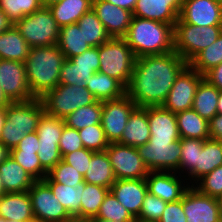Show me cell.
I'll list each match as a JSON object with an SVG mask.
<instances>
[{
  "label": "cell",
  "mask_w": 222,
  "mask_h": 222,
  "mask_svg": "<svg viewBox=\"0 0 222 222\" xmlns=\"http://www.w3.org/2000/svg\"><path fill=\"white\" fill-rule=\"evenodd\" d=\"M188 63L175 51L135 60L126 94L137 107L162 106Z\"/></svg>",
  "instance_id": "obj_1"
},
{
  "label": "cell",
  "mask_w": 222,
  "mask_h": 222,
  "mask_svg": "<svg viewBox=\"0 0 222 222\" xmlns=\"http://www.w3.org/2000/svg\"><path fill=\"white\" fill-rule=\"evenodd\" d=\"M173 32L174 27L171 24L133 16L123 38L137 59L174 51Z\"/></svg>",
  "instance_id": "obj_2"
},
{
  "label": "cell",
  "mask_w": 222,
  "mask_h": 222,
  "mask_svg": "<svg viewBox=\"0 0 222 222\" xmlns=\"http://www.w3.org/2000/svg\"><path fill=\"white\" fill-rule=\"evenodd\" d=\"M65 60L58 45L30 49L25 61L26 77L35 98H41L59 84L60 71Z\"/></svg>",
  "instance_id": "obj_3"
},
{
  "label": "cell",
  "mask_w": 222,
  "mask_h": 222,
  "mask_svg": "<svg viewBox=\"0 0 222 222\" xmlns=\"http://www.w3.org/2000/svg\"><path fill=\"white\" fill-rule=\"evenodd\" d=\"M43 113L44 107L40 98L12 102L6 107V121L0 142L9 150L14 149L26 134L36 131Z\"/></svg>",
  "instance_id": "obj_4"
},
{
  "label": "cell",
  "mask_w": 222,
  "mask_h": 222,
  "mask_svg": "<svg viewBox=\"0 0 222 222\" xmlns=\"http://www.w3.org/2000/svg\"><path fill=\"white\" fill-rule=\"evenodd\" d=\"M135 60L124 38L111 37L99 46V72L118 80L125 88L130 82Z\"/></svg>",
  "instance_id": "obj_5"
},
{
  "label": "cell",
  "mask_w": 222,
  "mask_h": 222,
  "mask_svg": "<svg viewBox=\"0 0 222 222\" xmlns=\"http://www.w3.org/2000/svg\"><path fill=\"white\" fill-rule=\"evenodd\" d=\"M222 33V26H204L183 23L179 18L174 24V51L189 63L199 52L215 42Z\"/></svg>",
  "instance_id": "obj_6"
},
{
  "label": "cell",
  "mask_w": 222,
  "mask_h": 222,
  "mask_svg": "<svg viewBox=\"0 0 222 222\" xmlns=\"http://www.w3.org/2000/svg\"><path fill=\"white\" fill-rule=\"evenodd\" d=\"M40 99L46 114L63 119L77 109L97 101L85 85L66 84H58Z\"/></svg>",
  "instance_id": "obj_7"
},
{
  "label": "cell",
  "mask_w": 222,
  "mask_h": 222,
  "mask_svg": "<svg viewBox=\"0 0 222 222\" xmlns=\"http://www.w3.org/2000/svg\"><path fill=\"white\" fill-rule=\"evenodd\" d=\"M14 26L31 48L58 44L60 27L48 7L24 16Z\"/></svg>",
  "instance_id": "obj_8"
},
{
  "label": "cell",
  "mask_w": 222,
  "mask_h": 222,
  "mask_svg": "<svg viewBox=\"0 0 222 222\" xmlns=\"http://www.w3.org/2000/svg\"><path fill=\"white\" fill-rule=\"evenodd\" d=\"M65 123L63 118H57L46 114L40 117L36 129L39 137L38 157L41 166L49 172L61 160L62 156L59 150V142Z\"/></svg>",
  "instance_id": "obj_9"
},
{
  "label": "cell",
  "mask_w": 222,
  "mask_h": 222,
  "mask_svg": "<svg viewBox=\"0 0 222 222\" xmlns=\"http://www.w3.org/2000/svg\"><path fill=\"white\" fill-rule=\"evenodd\" d=\"M136 149L149 171L177 172L180 169V140L148 141Z\"/></svg>",
  "instance_id": "obj_10"
},
{
  "label": "cell",
  "mask_w": 222,
  "mask_h": 222,
  "mask_svg": "<svg viewBox=\"0 0 222 222\" xmlns=\"http://www.w3.org/2000/svg\"><path fill=\"white\" fill-rule=\"evenodd\" d=\"M28 194L36 222H64L71 218L43 180L35 181Z\"/></svg>",
  "instance_id": "obj_11"
},
{
  "label": "cell",
  "mask_w": 222,
  "mask_h": 222,
  "mask_svg": "<svg viewBox=\"0 0 222 222\" xmlns=\"http://www.w3.org/2000/svg\"><path fill=\"white\" fill-rule=\"evenodd\" d=\"M105 151L116 179L146 178L150 172L134 147L120 143H109Z\"/></svg>",
  "instance_id": "obj_12"
},
{
  "label": "cell",
  "mask_w": 222,
  "mask_h": 222,
  "mask_svg": "<svg viewBox=\"0 0 222 222\" xmlns=\"http://www.w3.org/2000/svg\"><path fill=\"white\" fill-rule=\"evenodd\" d=\"M137 106L127 94L102 101L101 126L109 143H117L125 130L129 116Z\"/></svg>",
  "instance_id": "obj_13"
},
{
  "label": "cell",
  "mask_w": 222,
  "mask_h": 222,
  "mask_svg": "<svg viewBox=\"0 0 222 222\" xmlns=\"http://www.w3.org/2000/svg\"><path fill=\"white\" fill-rule=\"evenodd\" d=\"M204 76L189 65L179 74L162 105L172 113L192 109L197 88Z\"/></svg>",
  "instance_id": "obj_14"
},
{
  "label": "cell",
  "mask_w": 222,
  "mask_h": 222,
  "mask_svg": "<svg viewBox=\"0 0 222 222\" xmlns=\"http://www.w3.org/2000/svg\"><path fill=\"white\" fill-rule=\"evenodd\" d=\"M0 86L11 102L35 98L29 89L23 62L0 59Z\"/></svg>",
  "instance_id": "obj_15"
},
{
  "label": "cell",
  "mask_w": 222,
  "mask_h": 222,
  "mask_svg": "<svg viewBox=\"0 0 222 222\" xmlns=\"http://www.w3.org/2000/svg\"><path fill=\"white\" fill-rule=\"evenodd\" d=\"M187 222H222L217 198L200 193L190 186L182 197Z\"/></svg>",
  "instance_id": "obj_16"
},
{
  "label": "cell",
  "mask_w": 222,
  "mask_h": 222,
  "mask_svg": "<svg viewBox=\"0 0 222 222\" xmlns=\"http://www.w3.org/2000/svg\"><path fill=\"white\" fill-rule=\"evenodd\" d=\"M177 174V172L171 171H150L145 178L148 192L166 202L182 199L191 185L187 183L188 181L184 174L183 176L179 174L177 176Z\"/></svg>",
  "instance_id": "obj_17"
},
{
  "label": "cell",
  "mask_w": 222,
  "mask_h": 222,
  "mask_svg": "<svg viewBox=\"0 0 222 222\" xmlns=\"http://www.w3.org/2000/svg\"><path fill=\"white\" fill-rule=\"evenodd\" d=\"M179 19L200 27L222 26V0H185Z\"/></svg>",
  "instance_id": "obj_18"
},
{
  "label": "cell",
  "mask_w": 222,
  "mask_h": 222,
  "mask_svg": "<svg viewBox=\"0 0 222 222\" xmlns=\"http://www.w3.org/2000/svg\"><path fill=\"white\" fill-rule=\"evenodd\" d=\"M184 2L185 0H137L132 14L134 17L155 20L174 27Z\"/></svg>",
  "instance_id": "obj_19"
},
{
  "label": "cell",
  "mask_w": 222,
  "mask_h": 222,
  "mask_svg": "<svg viewBox=\"0 0 222 222\" xmlns=\"http://www.w3.org/2000/svg\"><path fill=\"white\" fill-rule=\"evenodd\" d=\"M92 10L98 16L111 37L123 38L129 29L133 14L104 0L92 2Z\"/></svg>",
  "instance_id": "obj_20"
},
{
  "label": "cell",
  "mask_w": 222,
  "mask_h": 222,
  "mask_svg": "<svg viewBox=\"0 0 222 222\" xmlns=\"http://www.w3.org/2000/svg\"><path fill=\"white\" fill-rule=\"evenodd\" d=\"M110 191L117 200L136 218L148 192L145 178L116 179Z\"/></svg>",
  "instance_id": "obj_21"
},
{
  "label": "cell",
  "mask_w": 222,
  "mask_h": 222,
  "mask_svg": "<svg viewBox=\"0 0 222 222\" xmlns=\"http://www.w3.org/2000/svg\"><path fill=\"white\" fill-rule=\"evenodd\" d=\"M147 119L151 133L149 141L175 142L181 139L175 113L163 106H150L147 107Z\"/></svg>",
  "instance_id": "obj_22"
},
{
  "label": "cell",
  "mask_w": 222,
  "mask_h": 222,
  "mask_svg": "<svg viewBox=\"0 0 222 222\" xmlns=\"http://www.w3.org/2000/svg\"><path fill=\"white\" fill-rule=\"evenodd\" d=\"M0 216L6 221L36 222L28 191L2 195L0 197Z\"/></svg>",
  "instance_id": "obj_23"
},
{
  "label": "cell",
  "mask_w": 222,
  "mask_h": 222,
  "mask_svg": "<svg viewBox=\"0 0 222 222\" xmlns=\"http://www.w3.org/2000/svg\"><path fill=\"white\" fill-rule=\"evenodd\" d=\"M150 137L147 107H136L130 114L122 137L117 143L137 148L145 145Z\"/></svg>",
  "instance_id": "obj_24"
},
{
  "label": "cell",
  "mask_w": 222,
  "mask_h": 222,
  "mask_svg": "<svg viewBox=\"0 0 222 222\" xmlns=\"http://www.w3.org/2000/svg\"><path fill=\"white\" fill-rule=\"evenodd\" d=\"M222 165V142L206 139L202 151L199 152L198 165L187 175L188 184L194 185L199 179ZM191 182V183H190Z\"/></svg>",
  "instance_id": "obj_25"
},
{
  "label": "cell",
  "mask_w": 222,
  "mask_h": 222,
  "mask_svg": "<svg viewBox=\"0 0 222 222\" xmlns=\"http://www.w3.org/2000/svg\"><path fill=\"white\" fill-rule=\"evenodd\" d=\"M0 176L6 193L27 192L36 181L10 156L0 164Z\"/></svg>",
  "instance_id": "obj_26"
},
{
  "label": "cell",
  "mask_w": 222,
  "mask_h": 222,
  "mask_svg": "<svg viewBox=\"0 0 222 222\" xmlns=\"http://www.w3.org/2000/svg\"><path fill=\"white\" fill-rule=\"evenodd\" d=\"M83 177L86 183L111 189L116 177L106 151L93 153L90 165Z\"/></svg>",
  "instance_id": "obj_27"
},
{
  "label": "cell",
  "mask_w": 222,
  "mask_h": 222,
  "mask_svg": "<svg viewBox=\"0 0 222 222\" xmlns=\"http://www.w3.org/2000/svg\"><path fill=\"white\" fill-rule=\"evenodd\" d=\"M85 86L98 101L115 100L126 94V88L118 80L99 71L85 80Z\"/></svg>",
  "instance_id": "obj_28"
},
{
  "label": "cell",
  "mask_w": 222,
  "mask_h": 222,
  "mask_svg": "<svg viewBox=\"0 0 222 222\" xmlns=\"http://www.w3.org/2000/svg\"><path fill=\"white\" fill-rule=\"evenodd\" d=\"M92 0H62L50 5L57 25L61 28L66 25L77 23L78 20L92 9Z\"/></svg>",
  "instance_id": "obj_29"
},
{
  "label": "cell",
  "mask_w": 222,
  "mask_h": 222,
  "mask_svg": "<svg viewBox=\"0 0 222 222\" xmlns=\"http://www.w3.org/2000/svg\"><path fill=\"white\" fill-rule=\"evenodd\" d=\"M31 46L13 25L0 33V59L15 60L25 63Z\"/></svg>",
  "instance_id": "obj_30"
},
{
  "label": "cell",
  "mask_w": 222,
  "mask_h": 222,
  "mask_svg": "<svg viewBox=\"0 0 222 222\" xmlns=\"http://www.w3.org/2000/svg\"><path fill=\"white\" fill-rule=\"evenodd\" d=\"M176 121L181 138L209 139V122L193 109L176 113Z\"/></svg>",
  "instance_id": "obj_31"
},
{
  "label": "cell",
  "mask_w": 222,
  "mask_h": 222,
  "mask_svg": "<svg viewBox=\"0 0 222 222\" xmlns=\"http://www.w3.org/2000/svg\"><path fill=\"white\" fill-rule=\"evenodd\" d=\"M218 98L219 90L204 78L197 88L192 109L209 122L217 114Z\"/></svg>",
  "instance_id": "obj_32"
},
{
  "label": "cell",
  "mask_w": 222,
  "mask_h": 222,
  "mask_svg": "<svg viewBox=\"0 0 222 222\" xmlns=\"http://www.w3.org/2000/svg\"><path fill=\"white\" fill-rule=\"evenodd\" d=\"M58 47L66 59L82 54L91 46L85 41L78 23L66 25L60 28Z\"/></svg>",
  "instance_id": "obj_33"
},
{
  "label": "cell",
  "mask_w": 222,
  "mask_h": 222,
  "mask_svg": "<svg viewBox=\"0 0 222 222\" xmlns=\"http://www.w3.org/2000/svg\"><path fill=\"white\" fill-rule=\"evenodd\" d=\"M59 200L71 217L80 218L81 194L83 193L85 182L77 184L75 187L57 182H45Z\"/></svg>",
  "instance_id": "obj_34"
},
{
  "label": "cell",
  "mask_w": 222,
  "mask_h": 222,
  "mask_svg": "<svg viewBox=\"0 0 222 222\" xmlns=\"http://www.w3.org/2000/svg\"><path fill=\"white\" fill-rule=\"evenodd\" d=\"M77 23L80 30L83 32L85 41L91 47H99L111 38L104 25L92 9L86 12Z\"/></svg>",
  "instance_id": "obj_35"
},
{
  "label": "cell",
  "mask_w": 222,
  "mask_h": 222,
  "mask_svg": "<svg viewBox=\"0 0 222 222\" xmlns=\"http://www.w3.org/2000/svg\"><path fill=\"white\" fill-rule=\"evenodd\" d=\"M102 101H96L93 104L83 106L64 118V123L70 128L76 130L88 126L101 124Z\"/></svg>",
  "instance_id": "obj_36"
},
{
  "label": "cell",
  "mask_w": 222,
  "mask_h": 222,
  "mask_svg": "<svg viewBox=\"0 0 222 222\" xmlns=\"http://www.w3.org/2000/svg\"><path fill=\"white\" fill-rule=\"evenodd\" d=\"M110 189L85 182L81 194L80 218L91 219L97 216L100 206Z\"/></svg>",
  "instance_id": "obj_37"
},
{
  "label": "cell",
  "mask_w": 222,
  "mask_h": 222,
  "mask_svg": "<svg viewBox=\"0 0 222 222\" xmlns=\"http://www.w3.org/2000/svg\"><path fill=\"white\" fill-rule=\"evenodd\" d=\"M222 63V33L210 46L199 52L188 65L201 75Z\"/></svg>",
  "instance_id": "obj_38"
},
{
  "label": "cell",
  "mask_w": 222,
  "mask_h": 222,
  "mask_svg": "<svg viewBox=\"0 0 222 222\" xmlns=\"http://www.w3.org/2000/svg\"><path fill=\"white\" fill-rule=\"evenodd\" d=\"M114 222H136L132 214L117 200L115 195L109 191L100 206L96 217Z\"/></svg>",
  "instance_id": "obj_39"
},
{
  "label": "cell",
  "mask_w": 222,
  "mask_h": 222,
  "mask_svg": "<svg viewBox=\"0 0 222 222\" xmlns=\"http://www.w3.org/2000/svg\"><path fill=\"white\" fill-rule=\"evenodd\" d=\"M205 140L181 138L180 139V169L179 175L189 174L198 165L199 152L202 151Z\"/></svg>",
  "instance_id": "obj_40"
},
{
  "label": "cell",
  "mask_w": 222,
  "mask_h": 222,
  "mask_svg": "<svg viewBox=\"0 0 222 222\" xmlns=\"http://www.w3.org/2000/svg\"><path fill=\"white\" fill-rule=\"evenodd\" d=\"M42 7L41 0H0V9L13 25Z\"/></svg>",
  "instance_id": "obj_41"
},
{
  "label": "cell",
  "mask_w": 222,
  "mask_h": 222,
  "mask_svg": "<svg viewBox=\"0 0 222 222\" xmlns=\"http://www.w3.org/2000/svg\"><path fill=\"white\" fill-rule=\"evenodd\" d=\"M93 73V66L74 64L70 59H66L60 71L59 84L83 86Z\"/></svg>",
  "instance_id": "obj_42"
},
{
  "label": "cell",
  "mask_w": 222,
  "mask_h": 222,
  "mask_svg": "<svg viewBox=\"0 0 222 222\" xmlns=\"http://www.w3.org/2000/svg\"><path fill=\"white\" fill-rule=\"evenodd\" d=\"M10 157L36 181L43 180L48 175V172L40 164L38 152L10 151Z\"/></svg>",
  "instance_id": "obj_43"
},
{
  "label": "cell",
  "mask_w": 222,
  "mask_h": 222,
  "mask_svg": "<svg viewBox=\"0 0 222 222\" xmlns=\"http://www.w3.org/2000/svg\"><path fill=\"white\" fill-rule=\"evenodd\" d=\"M43 181L57 182L75 187L77 184L84 181V177L78 173L74 167L61 160L48 172V175L43 179Z\"/></svg>",
  "instance_id": "obj_44"
},
{
  "label": "cell",
  "mask_w": 222,
  "mask_h": 222,
  "mask_svg": "<svg viewBox=\"0 0 222 222\" xmlns=\"http://www.w3.org/2000/svg\"><path fill=\"white\" fill-rule=\"evenodd\" d=\"M84 148L93 152L105 151L107 141L101 124L92 125L78 130Z\"/></svg>",
  "instance_id": "obj_45"
},
{
  "label": "cell",
  "mask_w": 222,
  "mask_h": 222,
  "mask_svg": "<svg viewBox=\"0 0 222 222\" xmlns=\"http://www.w3.org/2000/svg\"><path fill=\"white\" fill-rule=\"evenodd\" d=\"M166 205V201L147 192L143 200L141 211L135 218L136 222H158Z\"/></svg>",
  "instance_id": "obj_46"
},
{
  "label": "cell",
  "mask_w": 222,
  "mask_h": 222,
  "mask_svg": "<svg viewBox=\"0 0 222 222\" xmlns=\"http://www.w3.org/2000/svg\"><path fill=\"white\" fill-rule=\"evenodd\" d=\"M193 187L202 194L215 198L220 196L222 194V165L199 179Z\"/></svg>",
  "instance_id": "obj_47"
},
{
  "label": "cell",
  "mask_w": 222,
  "mask_h": 222,
  "mask_svg": "<svg viewBox=\"0 0 222 222\" xmlns=\"http://www.w3.org/2000/svg\"><path fill=\"white\" fill-rule=\"evenodd\" d=\"M84 148L78 130L64 126L59 142V150L62 158L71 152Z\"/></svg>",
  "instance_id": "obj_48"
},
{
  "label": "cell",
  "mask_w": 222,
  "mask_h": 222,
  "mask_svg": "<svg viewBox=\"0 0 222 222\" xmlns=\"http://www.w3.org/2000/svg\"><path fill=\"white\" fill-rule=\"evenodd\" d=\"M93 151L81 148L75 152L66 154L62 160L68 165L75 168L82 176L86 174L87 167L90 165V161L93 155Z\"/></svg>",
  "instance_id": "obj_49"
},
{
  "label": "cell",
  "mask_w": 222,
  "mask_h": 222,
  "mask_svg": "<svg viewBox=\"0 0 222 222\" xmlns=\"http://www.w3.org/2000/svg\"><path fill=\"white\" fill-rule=\"evenodd\" d=\"M158 222H187L182 206V199L167 202L166 208Z\"/></svg>",
  "instance_id": "obj_50"
},
{
  "label": "cell",
  "mask_w": 222,
  "mask_h": 222,
  "mask_svg": "<svg viewBox=\"0 0 222 222\" xmlns=\"http://www.w3.org/2000/svg\"><path fill=\"white\" fill-rule=\"evenodd\" d=\"M74 64L93 66V70L98 72L100 69L99 47H91L82 54L70 58Z\"/></svg>",
  "instance_id": "obj_51"
},
{
  "label": "cell",
  "mask_w": 222,
  "mask_h": 222,
  "mask_svg": "<svg viewBox=\"0 0 222 222\" xmlns=\"http://www.w3.org/2000/svg\"><path fill=\"white\" fill-rule=\"evenodd\" d=\"M39 137L37 132H33L30 134H26L23 139L19 142V144L10 151H34L38 152L39 149Z\"/></svg>",
  "instance_id": "obj_52"
},
{
  "label": "cell",
  "mask_w": 222,
  "mask_h": 222,
  "mask_svg": "<svg viewBox=\"0 0 222 222\" xmlns=\"http://www.w3.org/2000/svg\"><path fill=\"white\" fill-rule=\"evenodd\" d=\"M209 138L222 142V114H216L209 121Z\"/></svg>",
  "instance_id": "obj_53"
},
{
  "label": "cell",
  "mask_w": 222,
  "mask_h": 222,
  "mask_svg": "<svg viewBox=\"0 0 222 222\" xmlns=\"http://www.w3.org/2000/svg\"><path fill=\"white\" fill-rule=\"evenodd\" d=\"M204 78L218 90H222V63L208 71Z\"/></svg>",
  "instance_id": "obj_54"
},
{
  "label": "cell",
  "mask_w": 222,
  "mask_h": 222,
  "mask_svg": "<svg viewBox=\"0 0 222 222\" xmlns=\"http://www.w3.org/2000/svg\"><path fill=\"white\" fill-rule=\"evenodd\" d=\"M106 2L112 3L117 7H121L125 10L133 12L137 0H104Z\"/></svg>",
  "instance_id": "obj_55"
},
{
  "label": "cell",
  "mask_w": 222,
  "mask_h": 222,
  "mask_svg": "<svg viewBox=\"0 0 222 222\" xmlns=\"http://www.w3.org/2000/svg\"><path fill=\"white\" fill-rule=\"evenodd\" d=\"M13 26V23L5 15V13L0 9V33L10 29Z\"/></svg>",
  "instance_id": "obj_56"
},
{
  "label": "cell",
  "mask_w": 222,
  "mask_h": 222,
  "mask_svg": "<svg viewBox=\"0 0 222 222\" xmlns=\"http://www.w3.org/2000/svg\"><path fill=\"white\" fill-rule=\"evenodd\" d=\"M12 102L9 100V98L4 93V90L0 86V108H6L8 107Z\"/></svg>",
  "instance_id": "obj_57"
},
{
  "label": "cell",
  "mask_w": 222,
  "mask_h": 222,
  "mask_svg": "<svg viewBox=\"0 0 222 222\" xmlns=\"http://www.w3.org/2000/svg\"><path fill=\"white\" fill-rule=\"evenodd\" d=\"M10 156V150L0 142V164Z\"/></svg>",
  "instance_id": "obj_58"
},
{
  "label": "cell",
  "mask_w": 222,
  "mask_h": 222,
  "mask_svg": "<svg viewBox=\"0 0 222 222\" xmlns=\"http://www.w3.org/2000/svg\"><path fill=\"white\" fill-rule=\"evenodd\" d=\"M6 121V108H0V136Z\"/></svg>",
  "instance_id": "obj_59"
},
{
  "label": "cell",
  "mask_w": 222,
  "mask_h": 222,
  "mask_svg": "<svg viewBox=\"0 0 222 222\" xmlns=\"http://www.w3.org/2000/svg\"><path fill=\"white\" fill-rule=\"evenodd\" d=\"M64 222H92L91 219L71 217Z\"/></svg>",
  "instance_id": "obj_60"
},
{
  "label": "cell",
  "mask_w": 222,
  "mask_h": 222,
  "mask_svg": "<svg viewBox=\"0 0 222 222\" xmlns=\"http://www.w3.org/2000/svg\"><path fill=\"white\" fill-rule=\"evenodd\" d=\"M217 114H222V90H219V98L217 105Z\"/></svg>",
  "instance_id": "obj_61"
},
{
  "label": "cell",
  "mask_w": 222,
  "mask_h": 222,
  "mask_svg": "<svg viewBox=\"0 0 222 222\" xmlns=\"http://www.w3.org/2000/svg\"><path fill=\"white\" fill-rule=\"evenodd\" d=\"M59 1H62V0H41V3L43 7H49L50 5L57 3Z\"/></svg>",
  "instance_id": "obj_62"
},
{
  "label": "cell",
  "mask_w": 222,
  "mask_h": 222,
  "mask_svg": "<svg viewBox=\"0 0 222 222\" xmlns=\"http://www.w3.org/2000/svg\"><path fill=\"white\" fill-rule=\"evenodd\" d=\"M92 222H114L112 220H104V219H99V218H91Z\"/></svg>",
  "instance_id": "obj_63"
},
{
  "label": "cell",
  "mask_w": 222,
  "mask_h": 222,
  "mask_svg": "<svg viewBox=\"0 0 222 222\" xmlns=\"http://www.w3.org/2000/svg\"><path fill=\"white\" fill-rule=\"evenodd\" d=\"M6 192H5V189H4V186L2 184V180H1V176H0V197L2 195H4Z\"/></svg>",
  "instance_id": "obj_64"
},
{
  "label": "cell",
  "mask_w": 222,
  "mask_h": 222,
  "mask_svg": "<svg viewBox=\"0 0 222 222\" xmlns=\"http://www.w3.org/2000/svg\"><path fill=\"white\" fill-rule=\"evenodd\" d=\"M217 200H218L220 211H221V214H222V194L217 197Z\"/></svg>",
  "instance_id": "obj_65"
},
{
  "label": "cell",
  "mask_w": 222,
  "mask_h": 222,
  "mask_svg": "<svg viewBox=\"0 0 222 222\" xmlns=\"http://www.w3.org/2000/svg\"><path fill=\"white\" fill-rule=\"evenodd\" d=\"M0 222H18V221H6L3 217L0 216Z\"/></svg>",
  "instance_id": "obj_66"
}]
</instances>
